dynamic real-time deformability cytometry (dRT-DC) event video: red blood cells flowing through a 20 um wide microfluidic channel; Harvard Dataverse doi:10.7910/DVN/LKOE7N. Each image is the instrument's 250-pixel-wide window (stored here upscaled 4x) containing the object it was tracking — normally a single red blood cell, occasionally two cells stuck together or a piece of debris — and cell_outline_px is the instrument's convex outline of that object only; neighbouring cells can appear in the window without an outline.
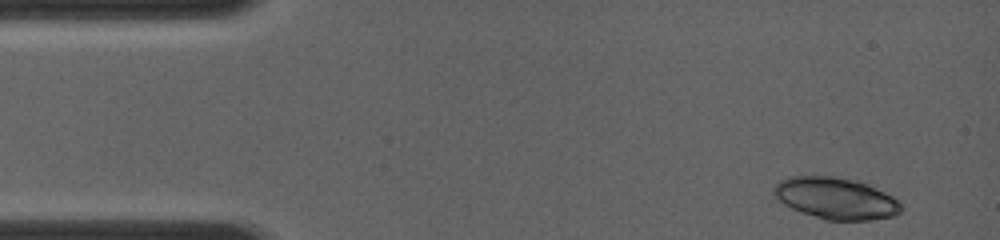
{"species": "common noctule bat (a hibernating species)", "species_latin": "Nyctalus noctula", "temperature_condition": "room temperature", "stored_images_in_passage": 5, "camera_frame_rate_fps": 4000, "um_per_image_px": 0.085, "animal": {"sex": "female", "body_mass_g": 19.0, "forearm_length_mm": 56.7}, "frame": {"image": 1, "passage_image": 1, "time_ms": 0.0, "image_size_px": [1000, 240], "cell_outline_px": [[904, 208], [900, 212], [892, 216], [872, 220], [824, 220], [800, 212], [776, 200], [772, 196], [772, 188], [780, 180], [788, 176], [832, 176], [856, 180], [884, 192], [892, 196]], "centroid_in_image_um": [70.98, 16.86], "position_along_channel_um": 14.0, "area_um2": 31.04}}
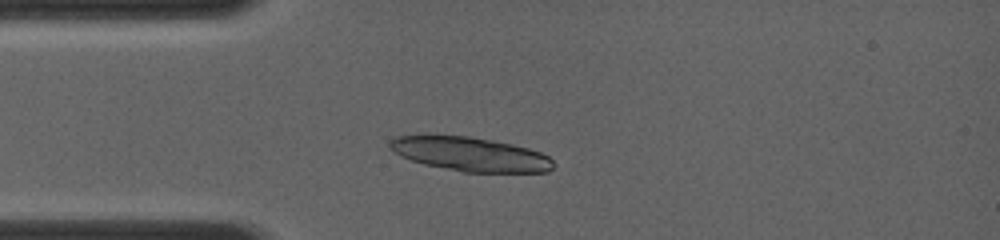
{"frame": {"image": 2, "passage_image": 5, "time_ms": 2.5, "image_size_px": [1000, 240], "cell_outline_px": [[552, 168], [548, 172], [464, 172], [424, 164], [400, 156], [388, 148], [388, 144], [396, 136], [424, 132], [468, 136], [492, 140], [512, 144], [528, 148], [540, 152], [548, 156], [552, 160]], "centroid_in_image_um": [39.87, 13.06], "position_along_channel_um": 45.1, "area_um2": 33.18}}